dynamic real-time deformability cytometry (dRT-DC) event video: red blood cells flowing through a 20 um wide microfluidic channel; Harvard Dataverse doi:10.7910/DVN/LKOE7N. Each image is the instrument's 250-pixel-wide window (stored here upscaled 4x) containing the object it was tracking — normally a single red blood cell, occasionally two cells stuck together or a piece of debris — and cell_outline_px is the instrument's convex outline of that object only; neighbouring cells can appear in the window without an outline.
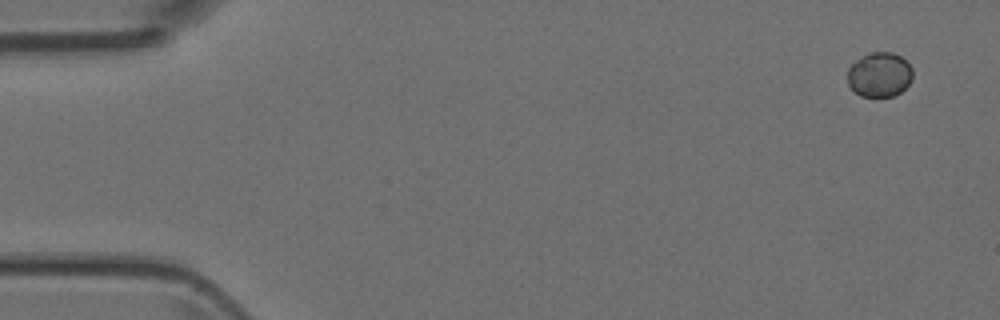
{"species": "Egyptian fruit bat (a non-hibernating species)", "species_latin": "Rousettus aegyptiacus", "temperature_condition": "room temperature", "stored_images_in_passage": 4, "camera_frame_rate_fps": 3000, "um_per_image_px": 0.085, "animal": {"sex": "female"}, "frame": {"image": 1, "passage_image": 1, "time_ms": 0.0, "image_size_px": [1000, 320], "cell_outline_px": [[912, 80], [900, 92], [892, 96], [860, 96], [848, 84], [848, 68], [856, 60], [868, 52], [892, 52], [900, 56], [912, 68]], "centroid_in_image_um": [74.75, 6.33], "position_along_channel_um": 10.3, "area_um2": 16.82}}
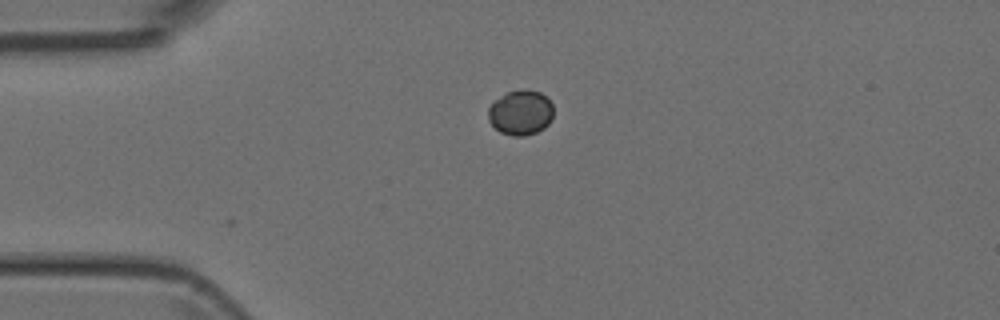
{"frame": {"image": 2, "passage_image": 4, "time_ms": 3.333, "image_size_px": [1000, 320], "cell_outline_px": [[552, 120], [544, 128], [536, 132], [524, 136], [512, 136], [500, 132], [488, 120], [488, 108], [492, 100], [508, 92], [524, 88], [540, 92], [552, 104]], "centroid_in_image_um": [44.23, 9.56], "position_along_channel_um": 40.8, "area_um2": 17.22}}